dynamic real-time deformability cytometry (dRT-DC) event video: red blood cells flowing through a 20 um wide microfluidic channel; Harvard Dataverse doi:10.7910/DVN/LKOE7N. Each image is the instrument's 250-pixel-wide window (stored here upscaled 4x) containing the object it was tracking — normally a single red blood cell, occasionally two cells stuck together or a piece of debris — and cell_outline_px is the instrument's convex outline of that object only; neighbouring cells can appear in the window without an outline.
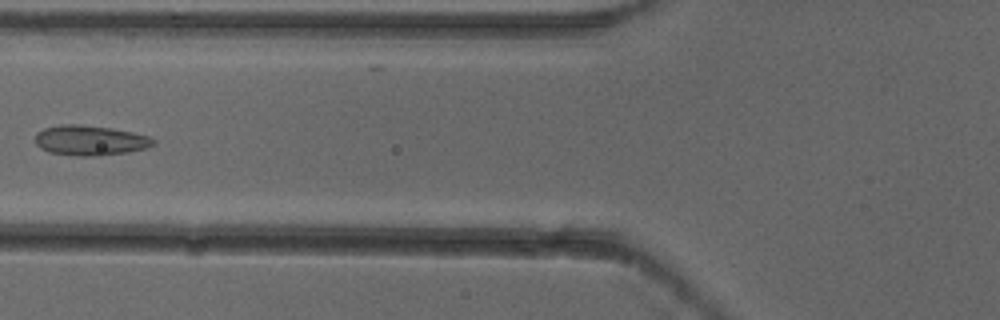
{"species": "common noctule bat (a hibernating species)", "species_latin": "Nyctalus noctula", "temperature_condition": "cold", "stored_images_in_passage": 6, "camera_frame_rate_fps": 3000, "um_per_image_px": 0.085, "animal": {"sex": "female"}, "frame": {"image": 1, "passage_image": 5, "time_ms": 1.333, "image_size_px": [1000, 320], "cell_outline_px": [[156, 144], [144, 148], [128, 152], [100, 156], [80, 156], [48, 152], [40, 148], [36, 144], [36, 132], [44, 128], [60, 124], [80, 124], [112, 128], [132, 132], [148, 136], [156, 140]], "centroid_in_image_um": [7.65, 11.93], "position_along_channel_um": 118.2, "area_um2": 20.81}}
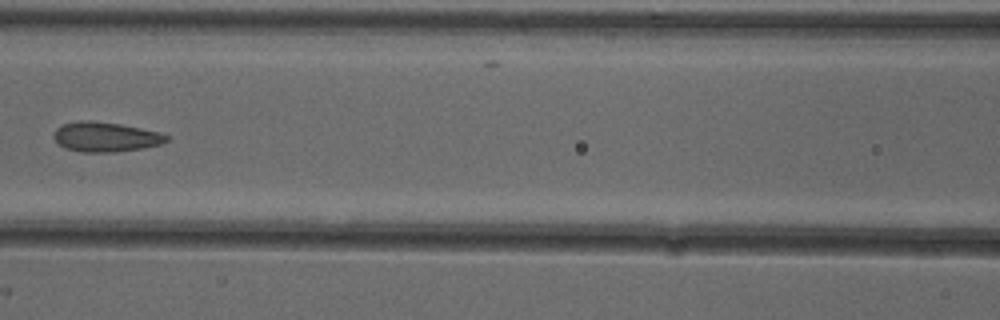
{"frame": {"image": 2, "passage_image": 6, "time_ms": 1.667, "image_size_px": [1000, 320], "cell_outline_px": [[168, 140], [160, 144], [144, 148], [116, 152], [84, 152], [64, 148], [52, 136], [56, 128], [64, 124], [80, 120], [88, 120], [120, 124], [160, 132], [168, 136]], "centroid_in_image_um": [8.97, 11.64], "position_along_channel_um": 157.6, "area_um2": 19.48}}